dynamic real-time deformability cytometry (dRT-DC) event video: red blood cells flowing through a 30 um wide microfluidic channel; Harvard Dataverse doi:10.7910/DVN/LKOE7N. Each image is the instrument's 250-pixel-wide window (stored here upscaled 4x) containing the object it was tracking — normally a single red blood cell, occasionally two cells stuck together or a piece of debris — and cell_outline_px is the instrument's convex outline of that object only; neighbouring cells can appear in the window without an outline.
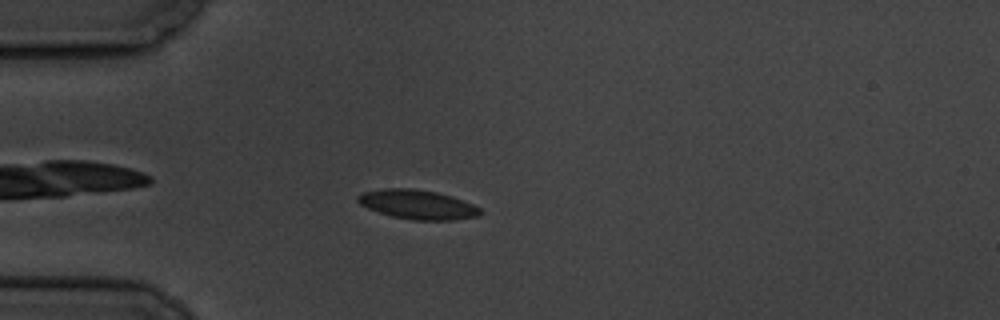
{"species": "common noctule bat (a hibernating species)", "species_latin": "Nyctalus noctula", "temperature_condition": "cold", "stored_images_in_passage": 1, "camera_frame_rate_fps": 3000, "um_per_image_px": 0.085, "animal": {"sex": "male", "body_mass_g": 19.5, "forearm_length_mm": 54.6}, "frame": {"image": 1, "passage_image": 1, "time_ms": 0.0, "image_size_px": [1000, 320], "cell_outline_px": [[484, 212], [480, 216], [456, 220], [412, 220], [392, 216], [368, 208], [360, 204], [356, 200], [356, 196], [364, 192], [384, 188], [408, 188], [436, 192], [452, 196], [472, 204], [480, 208]], "centroid_in_image_um": [35.52, 17.39], "position_along_channel_um": 49.5, "area_um2": 20.92}}